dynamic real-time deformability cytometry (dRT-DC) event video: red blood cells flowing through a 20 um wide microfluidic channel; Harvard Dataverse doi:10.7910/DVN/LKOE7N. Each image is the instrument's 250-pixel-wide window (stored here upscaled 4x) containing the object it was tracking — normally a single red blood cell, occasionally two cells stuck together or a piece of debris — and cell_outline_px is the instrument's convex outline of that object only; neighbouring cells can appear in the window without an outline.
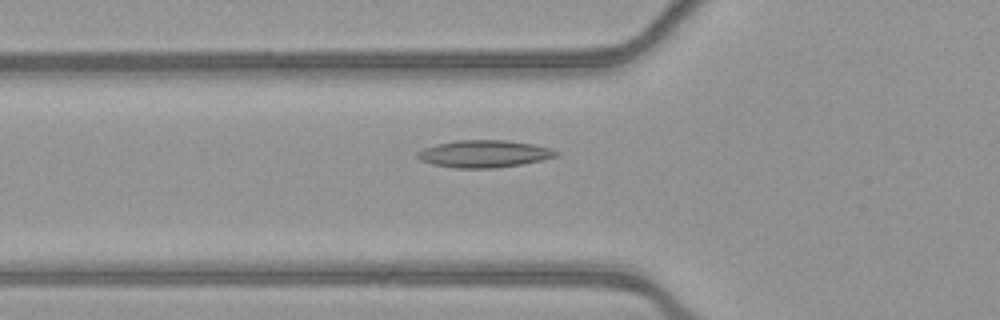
{"species": "common noctule bat (a hibernating species)", "species_latin": "Nyctalus noctula", "temperature_condition": "warm", "stored_images_in_passage": 53, "camera_frame_rate_fps": 3000, "um_per_image_px": 0.085, "animal": {"sex": "female", "body_mass_g": 21.9}, "frame": {"image": 1, "passage_image": 19, "time_ms": 6.0, "image_size_px": [1000, 320], "cell_outline_px": [[560, 152], [556, 156], [540, 160], [520, 164], [496, 168], [456, 168], [432, 164], [420, 160], [416, 156], [416, 152], [424, 148], [436, 144], [456, 140], [504, 140], [532, 144], [548, 148]], "centroid_in_image_um": [41.09, 13.07], "position_along_channel_um": 84.7, "area_um2": 21.85}}
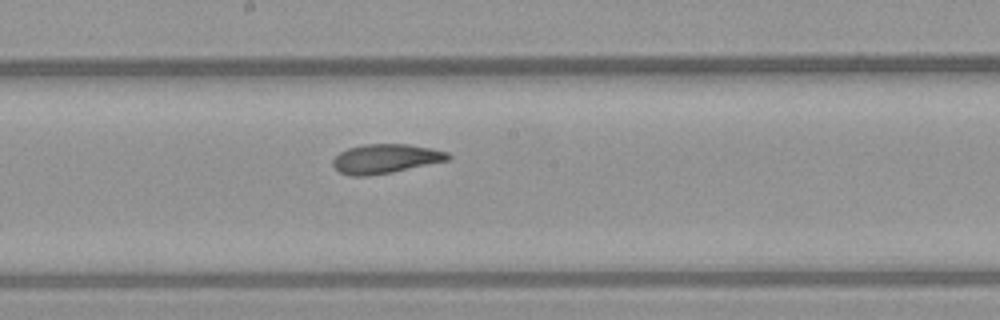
{"frame": {"image": 2, "passage_image": 29, "time_ms": 9.333, "image_size_px": [1000, 320], "cell_outline_px": [[452, 156], [448, 160], [392, 172], [368, 176], [348, 176], [340, 172], [332, 164], [332, 160], [340, 152], [348, 148], [364, 144], [408, 144], [432, 148], [448, 152]], "centroid_in_image_um": [32.76, 13.49], "position_along_channel_um": 215.4, "area_um2": 19.65}}
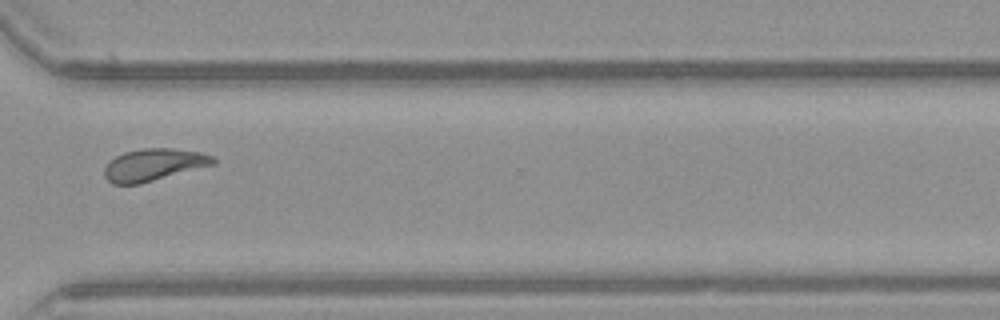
{"frame": {"image": 3, "passage_image": 40, "time_ms": 13.0, "image_size_px": [1000, 320], "cell_outline_px": [[216, 164], [140, 184], [112, 184], [104, 176], [104, 168], [116, 156], [124, 152], [144, 148], [172, 148], [200, 152], [212, 156], [216, 160]], "centroid_in_image_um": [13.08, 14.01], "position_along_channel_um": 357.5, "area_um2": 20.35}, "authors_computed_cell_mechanics": {"area_um2": 20.6346, "velocity_mm_per_s": 3.8854, "shape_relaxation_time_tau1_ms": 8.9583, "shape_relaxation_time_tau2_ms": 3.172, "deformation_change_tau1": 0.1828, "deformation_change_tau2": 0.1016}}